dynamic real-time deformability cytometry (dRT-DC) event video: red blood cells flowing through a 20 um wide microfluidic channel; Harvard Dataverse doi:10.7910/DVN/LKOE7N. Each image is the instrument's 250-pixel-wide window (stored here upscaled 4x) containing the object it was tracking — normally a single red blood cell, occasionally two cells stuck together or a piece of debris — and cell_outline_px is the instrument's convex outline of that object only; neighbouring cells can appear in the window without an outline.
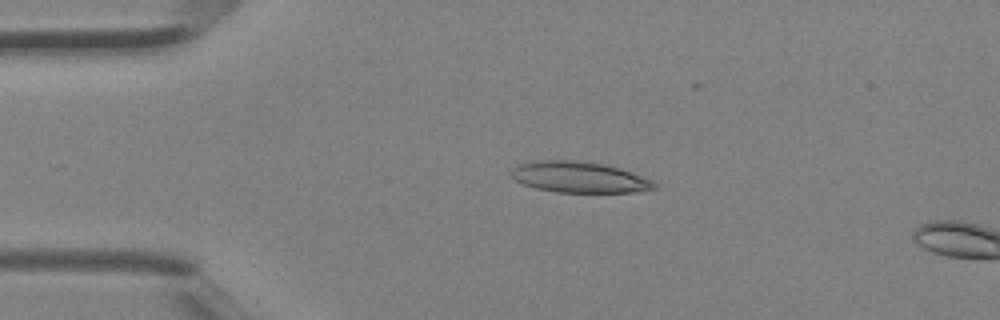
{"species": "Egyptian fruit bat (a non-hibernating species)", "species_latin": "Rousettus aegyptiacus", "temperature_condition": "room temperature", "stored_images_in_passage": 3, "camera_frame_rate_fps": 3000, "um_per_image_px": 0.085, "animal": {"sex": "female"}, "frame": {"image": 1, "passage_image": 2, "time_ms": 0.333, "image_size_px": [1000, 320], "cell_outline_px": [[660, 188], [636, 192], [556, 192], [536, 188], [524, 184], [508, 176], [508, 172], [512, 168], [520, 164], [536, 160], [572, 160], [604, 164], [620, 168], [652, 180]], "centroid_in_image_um": [49.22, 15.06], "position_along_channel_um": 35.8, "area_um2": 25.95}}